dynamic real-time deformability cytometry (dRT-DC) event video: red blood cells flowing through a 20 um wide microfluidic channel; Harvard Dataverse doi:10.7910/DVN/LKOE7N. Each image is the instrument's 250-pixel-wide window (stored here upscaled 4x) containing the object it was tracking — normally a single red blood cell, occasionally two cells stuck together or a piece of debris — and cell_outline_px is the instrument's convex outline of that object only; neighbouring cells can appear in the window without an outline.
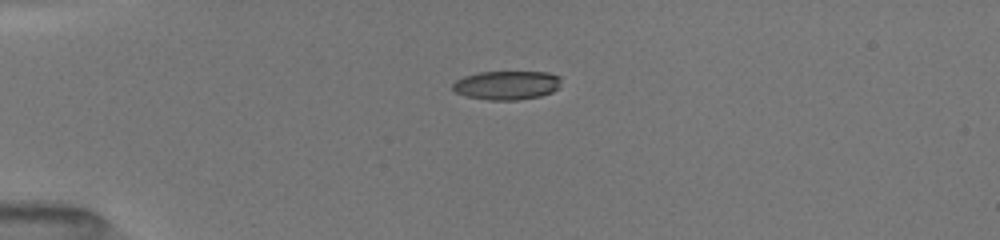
{"species": "common noctule bat (a hibernating species)", "species_latin": "Nyctalus noctula", "temperature_condition": "room temperature", "stored_images_in_passage": 6, "camera_frame_rate_fps": 3000, "um_per_image_px": 0.085, "animal": {"sex": "female", "body_mass_g": 19.5, "forearm_length_mm": 54.1}, "frame": {"image": 1, "passage_image": 1, "time_ms": 0.0, "image_size_px": [1000, 240], "cell_outline_px": [[560, 80], [556, 88], [552, 92], [540, 96], [516, 100], [488, 100], [464, 96], [456, 92], [452, 88], [452, 84], [456, 80], [464, 76], [480, 72], [548, 72], [560, 76]], "centroid_in_image_um": [43.04, 7.24], "position_along_channel_um": 42.0, "area_um2": 18.21}}
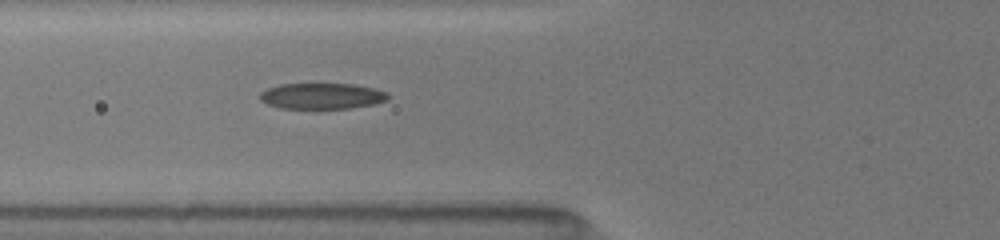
{"frame": {"image": 2, "passage_image": 6, "time_ms": 2.333, "image_size_px": [1000, 240], "cell_outline_px": [[388, 100], [372, 104], [348, 108], [280, 108], [268, 104], [260, 100], [260, 92], [268, 88], [280, 84], [352, 84], [376, 88], [388, 92]], "centroid_in_image_um": [27.37, 8.15], "position_along_channel_um": 98.4, "area_um2": 19.25}}